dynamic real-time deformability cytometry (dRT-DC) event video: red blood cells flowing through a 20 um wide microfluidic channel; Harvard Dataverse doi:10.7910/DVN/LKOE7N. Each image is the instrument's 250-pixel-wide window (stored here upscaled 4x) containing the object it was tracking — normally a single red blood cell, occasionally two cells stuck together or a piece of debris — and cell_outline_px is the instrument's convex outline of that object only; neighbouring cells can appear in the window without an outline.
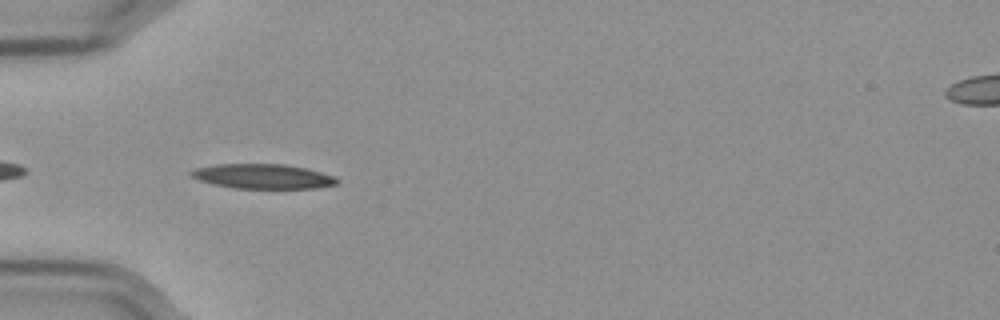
{"species": "Egyptian fruit bat (a non-hibernating species)", "species_latin": "Rousettus aegyptiacus", "temperature_condition": "cold", "stored_images_in_passage": 13, "camera_frame_rate_fps": 3000, "um_per_image_px": 0.085, "frame": {"image": 1, "passage_image": 3, "time_ms": 0.667, "image_size_px": [1000, 320], "cell_outline_px": [[340, 180], [336, 184], [316, 188], [232, 188], [200, 180], [188, 176], [188, 172], [196, 168], [216, 164], [284, 164], [304, 168], [336, 176]], "centroid_in_image_um": [22.33, 14.99], "position_along_channel_um": 62.7, "area_um2": 20.92}}
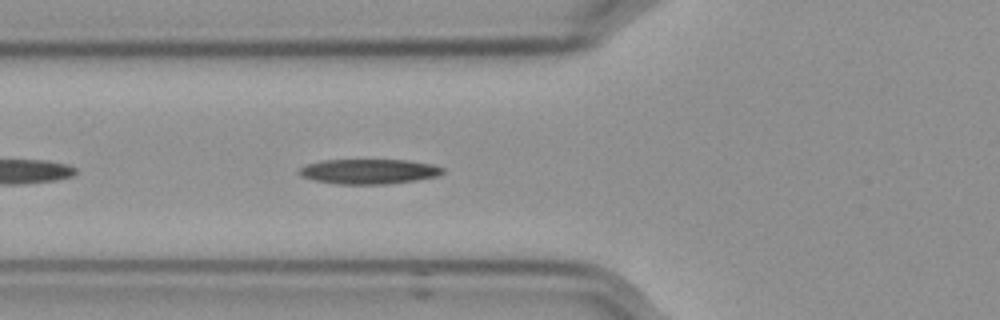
{"frame": {"image": 2, "passage_image": 6, "time_ms": 1.667, "image_size_px": [1000, 320], "cell_outline_px": [[444, 172], [436, 176], [416, 180], [388, 184], [336, 184], [316, 180], [304, 176], [300, 172], [300, 168], [308, 164], [320, 160], [408, 160], [432, 164], [444, 168]], "centroid_in_image_um": [31.4, 14.57], "position_along_channel_um": 94.4, "area_um2": 20.63}}
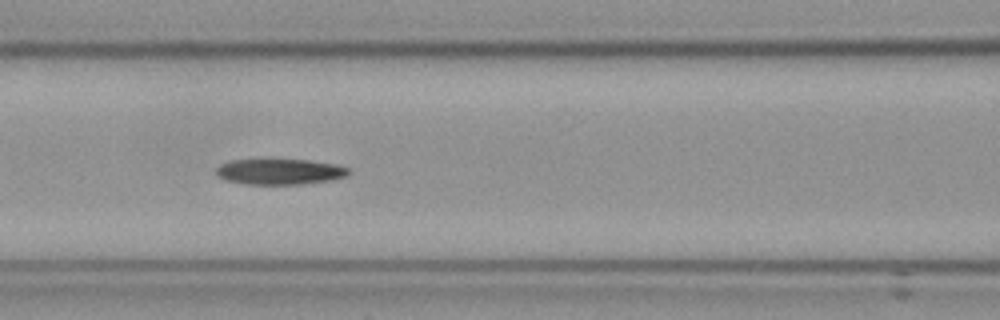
{"frame": {"image": 3, "passage_image": 10, "time_ms": 3.0, "image_size_px": [1000, 320], "cell_outline_px": [[352, 172], [348, 176], [332, 180], [304, 184], [244, 184], [224, 180], [216, 176], [216, 168], [220, 164], [232, 160], [308, 160], [336, 164], [348, 168]], "centroid_in_image_um": [23.79, 14.6], "position_along_channel_um": 142.8, "area_um2": 20.0}}